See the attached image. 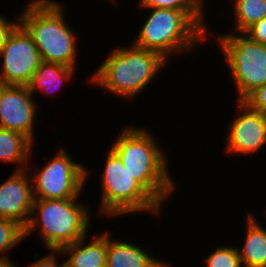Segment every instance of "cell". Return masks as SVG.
<instances>
[{
	"label": "cell",
	"mask_w": 266,
	"mask_h": 267,
	"mask_svg": "<svg viewBox=\"0 0 266 267\" xmlns=\"http://www.w3.org/2000/svg\"><path fill=\"white\" fill-rule=\"evenodd\" d=\"M111 150L123 166L159 204L175 187L169 178L165 155L143 129L127 127Z\"/></svg>",
	"instance_id": "obj_1"
},
{
	"label": "cell",
	"mask_w": 266,
	"mask_h": 267,
	"mask_svg": "<svg viewBox=\"0 0 266 267\" xmlns=\"http://www.w3.org/2000/svg\"><path fill=\"white\" fill-rule=\"evenodd\" d=\"M61 7L54 0H33L18 19L31 35L43 62L75 68V37L65 24Z\"/></svg>",
	"instance_id": "obj_2"
},
{
	"label": "cell",
	"mask_w": 266,
	"mask_h": 267,
	"mask_svg": "<svg viewBox=\"0 0 266 267\" xmlns=\"http://www.w3.org/2000/svg\"><path fill=\"white\" fill-rule=\"evenodd\" d=\"M166 60L159 53L134 45L120 47L98 67L92 82L129 99L148 85Z\"/></svg>",
	"instance_id": "obj_3"
},
{
	"label": "cell",
	"mask_w": 266,
	"mask_h": 267,
	"mask_svg": "<svg viewBox=\"0 0 266 267\" xmlns=\"http://www.w3.org/2000/svg\"><path fill=\"white\" fill-rule=\"evenodd\" d=\"M78 198L35 199L31 215L38 210V218L30 217L24 228L27 236L39 225L40 236L50 250H60L86 237L89 226L88 210L76 203ZM40 219V220H39Z\"/></svg>",
	"instance_id": "obj_4"
},
{
	"label": "cell",
	"mask_w": 266,
	"mask_h": 267,
	"mask_svg": "<svg viewBox=\"0 0 266 267\" xmlns=\"http://www.w3.org/2000/svg\"><path fill=\"white\" fill-rule=\"evenodd\" d=\"M152 9L134 46L159 53L166 59L175 50L191 49L198 40H206L205 32L184 11Z\"/></svg>",
	"instance_id": "obj_5"
},
{
	"label": "cell",
	"mask_w": 266,
	"mask_h": 267,
	"mask_svg": "<svg viewBox=\"0 0 266 267\" xmlns=\"http://www.w3.org/2000/svg\"><path fill=\"white\" fill-rule=\"evenodd\" d=\"M102 210L106 215L125 212H159L160 204L125 169L120 158L110 149L102 175Z\"/></svg>",
	"instance_id": "obj_6"
},
{
	"label": "cell",
	"mask_w": 266,
	"mask_h": 267,
	"mask_svg": "<svg viewBox=\"0 0 266 267\" xmlns=\"http://www.w3.org/2000/svg\"><path fill=\"white\" fill-rule=\"evenodd\" d=\"M235 34L218 37L226 61L243 101L256 88L266 83V44Z\"/></svg>",
	"instance_id": "obj_7"
},
{
	"label": "cell",
	"mask_w": 266,
	"mask_h": 267,
	"mask_svg": "<svg viewBox=\"0 0 266 267\" xmlns=\"http://www.w3.org/2000/svg\"><path fill=\"white\" fill-rule=\"evenodd\" d=\"M37 174L32 179L35 199L78 198L87 178L86 168L73 162L64 149Z\"/></svg>",
	"instance_id": "obj_8"
},
{
	"label": "cell",
	"mask_w": 266,
	"mask_h": 267,
	"mask_svg": "<svg viewBox=\"0 0 266 267\" xmlns=\"http://www.w3.org/2000/svg\"><path fill=\"white\" fill-rule=\"evenodd\" d=\"M3 58L0 84L27 86L42 62L31 35L19 23L0 51Z\"/></svg>",
	"instance_id": "obj_9"
},
{
	"label": "cell",
	"mask_w": 266,
	"mask_h": 267,
	"mask_svg": "<svg viewBox=\"0 0 266 267\" xmlns=\"http://www.w3.org/2000/svg\"><path fill=\"white\" fill-rule=\"evenodd\" d=\"M27 86L0 84V128L34 139L35 103Z\"/></svg>",
	"instance_id": "obj_10"
},
{
	"label": "cell",
	"mask_w": 266,
	"mask_h": 267,
	"mask_svg": "<svg viewBox=\"0 0 266 267\" xmlns=\"http://www.w3.org/2000/svg\"><path fill=\"white\" fill-rule=\"evenodd\" d=\"M23 167L0 185V218L13 220L25 228L30 219L26 216H31L35 198L28 171Z\"/></svg>",
	"instance_id": "obj_11"
},
{
	"label": "cell",
	"mask_w": 266,
	"mask_h": 267,
	"mask_svg": "<svg viewBox=\"0 0 266 267\" xmlns=\"http://www.w3.org/2000/svg\"><path fill=\"white\" fill-rule=\"evenodd\" d=\"M240 111L245 110L231 124L228 136V151L250 154L266 143V116L239 101Z\"/></svg>",
	"instance_id": "obj_12"
},
{
	"label": "cell",
	"mask_w": 266,
	"mask_h": 267,
	"mask_svg": "<svg viewBox=\"0 0 266 267\" xmlns=\"http://www.w3.org/2000/svg\"><path fill=\"white\" fill-rule=\"evenodd\" d=\"M107 233L95 237L92 243L83 247L85 238L83 237L71 245H67L60 250L63 254L70 253L71 256L66 261V267H103L106 266L107 258Z\"/></svg>",
	"instance_id": "obj_13"
},
{
	"label": "cell",
	"mask_w": 266,
	"mask_h": 267,
	"mask_svg": "<svg viewBox=\"0 0 266 267\" xmlns=\"http://www.w3.org/2000/svg\"><path fill=\"white\" fill-rule=\"evenodd\" d=\"M107 234V267H169L164 262L154 259L136 245L110 241Z\"/></svg>",
	"instance_id": "obj_14"
},
{
	"label": "cell",
	"mask_w": 266,
	"mask_h": 267,
	"mask_svg": "<svg viewBox=\"0 0 266 267\" xmlns=\"http://www.w3.org/2000/svg\"><path fill=\"white\" fill-rule=\"evenodd\" d=\"M248 214L247 235L239 255L245 267H266V229Z\"/></svg>",
	"instance_id": "obj_15"
},
{
	"label": "cell",
	"mask_w": 266,
	"mask_h": 267,
	"mask_svg": "<svg viewBox=\"0 0 266 267\" xmlns=\"http://www.w3.org/2000/svg\"><path fill=\"white\" fill-rule=\"evenodd\" d=\"M32 143L24 134L0 128V161L26 165Z\"/></svg>",
	"instance_id": "obj_16"
},
{
	"label": "cell",
	"mask_w": 266,
	"mask_h": 267,
	"mask_svg": "<svg viewBox=\"0 0 266 267\" xmlns=\"http://www.w3.org/2000/svg\"><path fill=\"white\" fill-rule=\"evenodd\" d=\"M74 70L75 68L66 67L61 64L42 61L27 85L29 92L31 94L34 93L38 87L41 88V91L44 90L43 92H46L51 87L53 88L59 85L57 83L63 82L64 79L72 78L71 76Z\"/></svg>",
	"instance_id": "obj_17"
},
{
	"label": "cell",
	"mask_w": 266,
	"mask_h": 267,
	"mask_svg": "<svg viewBox=\"0 0 266 267\" xmlns=\"http://www.w3.org/2000/svg\"><path fill=\"white\" fill-rule=\"evenodd\" d=\"M236 29L242 34L254 23L266 17V0H234Z\"/></svg>",
	"instance_id": "obj_18"
},
{
	"label": "cell",
	"mask_w": 266,
	"mask_h": 267,
	"mask_svg": "<svg viewBox=\"0 0 266 267\" xmlns=\"http://www.w3.org/2000/svg\"><path fill=\"white\" fill-rule=\"evenodd\" d=\"M142 7L184 11L204 32L202 0H140Z\"/></svg>",
	"instance_id": "obj_19"
},
{
	"label": "cell",
	"mask_w": 266,
	"mask_h": 267,
	"mask_svg": "<svg viewBox=\"0 0 266 267\" xmlns=\"http://www.w3.org/2000/svg\"><path fill=\"white\" fill-rule=\"evenodd\" d=\"M24 238V228L21 225L13 220L0 218V254L8 251ZM1 257L6 256L3 253Z\"/></svg>",
	"instance_id": "obj_20"
},
{
	"label": "cell",
	"mask_w": 266,
	"mask_h": 267,
	"mask_svg": "<svg viewBox=\"0 0 266 267\" xmlns=\"http://www.w3.org/2000/svg\"><path fill=\"white\" fill-rule=\"evenodd\" d=\"M206 267H241L242 261L237 248L219 247L205 258Z\"/></svg>",
	"instance_id": "obj_21"
},
{
	"label": "cell",
	"mask_w": 266,
	"mask_h": 267,
	"mask_svg": "<svg viewBox=\"0 0 266 267\" xmlns=\"http://www.w3.org/2000/svg\"><path fill=\"white\" fill-rule=\"evenodd\" d=\"M243 102L266 116V83L251 92Z\"/></svg>",
	"instance_id": "obj_22"
},
{
	"label": "cell",
	"mask_w": 266,
	"mask_h": 267,
	"mask_svg": "<svg viewBox=\"0 0 266 267\" xmlns=\"http://www.w3.org/2000/svg\"><path fill=\"white\" fill-rule=\"evenodd\" d=\"M244 34L253 41L266 44V17L251 25Z\"/></svg>",
	"instance_id": "obj_23"
},
{
	"label": "cell",
	"mask_w": 266,
	"mask_h": 267,
	"mask_svg": "<svg viewBox=\"0 0 266 267\" xmlns=\"http://www.w3.org/2000/svg\"><path fill=\"white\" fill-rule=\"evenodd\" d=\"M18 24L19 22L8 23L7 20L0 15V51L6 44L8 36Z\"/></svg>",
	"instance_id": "obj_24"
},
{
	"label": "cell",
	"mask_w": 266,
	"mask_h": 267,
	"mask_svg": "<svg viewBox=\"0 0 266 267\" xmlns=\"http://www.w3.org/2000/svg\"><path fill=\"white\" fill-rule=\"evenodd\" d=\"M30 267H66V262H64L62 265H58L55 255H49L46 257L44 256L42 259L31 264Z\"/></svg>",
	"instance_id": "obj_25"
},
{
	"label": "cell",
	"mask_w": 266,
	"mask_h": 267,
	"mask_svg": "<svg viewBox=\"0 0 266 267\" xmlns=\"http://www.w3.org/2000/svg\"><path fill=\"white\" fill-rule=\"evenodd\" d=\"M0 267H16L7 257L0 258Z\"/></svg>",
	"instance_id": "obj_26"
}]
</instances>
